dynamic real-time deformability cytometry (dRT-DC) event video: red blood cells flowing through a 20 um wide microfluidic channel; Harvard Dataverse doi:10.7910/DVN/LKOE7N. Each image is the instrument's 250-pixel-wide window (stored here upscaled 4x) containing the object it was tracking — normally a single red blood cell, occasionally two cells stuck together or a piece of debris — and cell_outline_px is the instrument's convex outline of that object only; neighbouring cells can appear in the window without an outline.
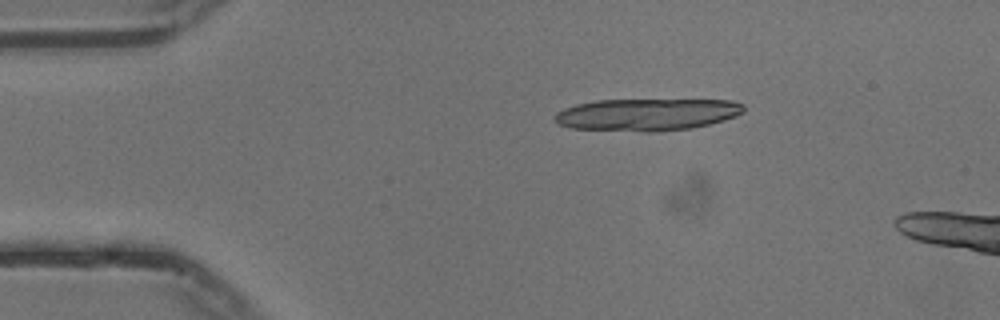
{"species": "common noctule bat (a hibernating species)", "species_latin": "Nyctalus noctula", "temperature_condition": "cold", "stored_images_in_passage": 7, "camera_frame_rate_fps": 3000, "um_per_image_px": 0.085, "animal": {"sex": "male", "body_mass_g": 13.3}, "frame": {"image": 1, "passage_image": 2, "time_ms": 0.333, "image_size_px": [1000, 320], "cell_outline_px": [[744, 112], [736, 116], [724, 120], [692, 128], [652, 132], [644, 132], [568, 128], [556, 124], [556, 112], [564, 108], [576, 104], [596, 100], [732, 100], [744, 104]], "centroid_in_image_um": [54.98, 9.74], "position_along_channel_um": 30.0, "area_um2": 35.6}}